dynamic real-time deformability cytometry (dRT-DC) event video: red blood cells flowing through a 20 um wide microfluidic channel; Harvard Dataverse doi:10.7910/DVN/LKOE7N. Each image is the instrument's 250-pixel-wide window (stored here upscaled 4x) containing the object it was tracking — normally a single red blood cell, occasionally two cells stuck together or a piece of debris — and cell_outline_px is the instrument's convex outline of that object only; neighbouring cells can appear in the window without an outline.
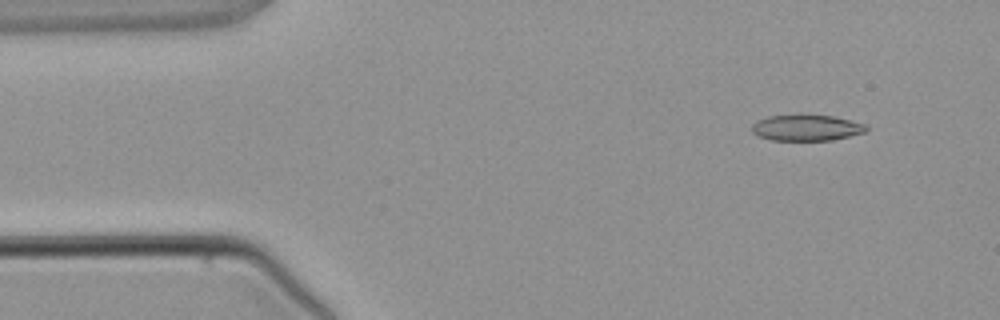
{"species": "common noctule bat (a hibernating species)", "species_latin": "Nyctalus noctula", "temperature_condition": "warm", "stored_images_in_passage": 4, "camera_frame_rate_fps": 3000, "um_per_image_px": 0.085, "animal": {"sex": "male", "body_mass_g": 21.5, "forearm_length_mm": 52.0}, "frame": {"image": 1, "passage_image": 2, "time_ms": 1.0, "image_size_px": [1000, 320], "cell_outline_px": [[868, 128], [864, 132], [832, 140], [772, 140], [760, 136], [752, 132], [752, 124], [756, 120], [768, 116], [832, 116], [868, 124]], "centroid_in_image_um": [68.56, 10.87], "position_along_channel_um": 16.4, "area_um2": 16.99}}
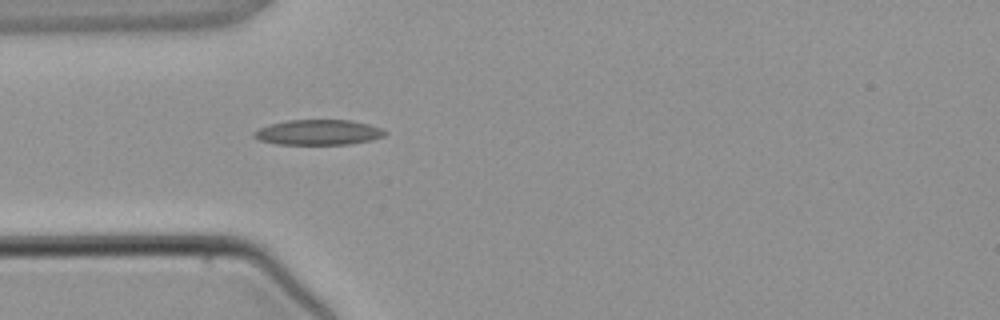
{"frame": {"image": 2, "passage_image": 4, "time_ms": 3.667, "image_size_px": [1000, 320], "cell_outline_px": [[388, 132], [384, 136], [372, 140], [348, 144], [276, 144], [260, 140], [252, 136], [252, 132], [260, 128], [272, 124], [288, 120], [352, 120], [384, 128]], "centroid_in_image_um": [27.1, 11.25], "position_along_channel_um": 57.9, "area_um2": 19.31}}